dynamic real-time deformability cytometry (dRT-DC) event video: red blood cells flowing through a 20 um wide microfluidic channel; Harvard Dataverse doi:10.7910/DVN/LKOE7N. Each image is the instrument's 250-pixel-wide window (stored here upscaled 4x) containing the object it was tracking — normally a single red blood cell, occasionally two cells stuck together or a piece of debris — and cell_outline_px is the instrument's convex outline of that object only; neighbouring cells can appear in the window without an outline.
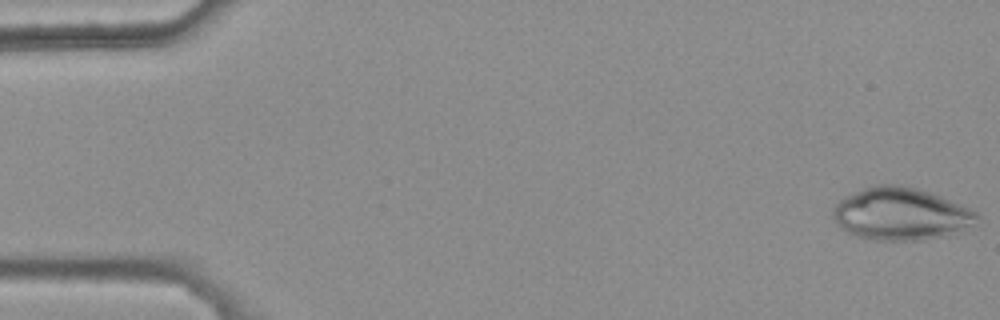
{"species": "common noctule bat (a hibernating species)", "species_latin": "Nyctalus noctula", "temperature_condition": "warm", "stored_images_in_passage": 46, "camera_frame_rate_fps": 3000, "um_per_image_px": 0.085, "animal": {"sex": "female", "body_mass_g": 25.1}, "frame": {"image": 1, "passage_image": 1, "time_ms": 0.0, "image_size_px": [1000, 320], "cell_outline_px": [[980, 216], [960, 232], [948, 236], [920, 240], [872, 240], [856, 236], [848, 232], [832, 216], [832, 208], [844, 196], [852, 192], [876, 184], [900, 184], [916, 188], [940, 196], [968, 208], [976, 212]], "centroid_in_image_um": [76.54, 18.18], "position_along_channel_um": 8.5, "area_um2": 43.75}}
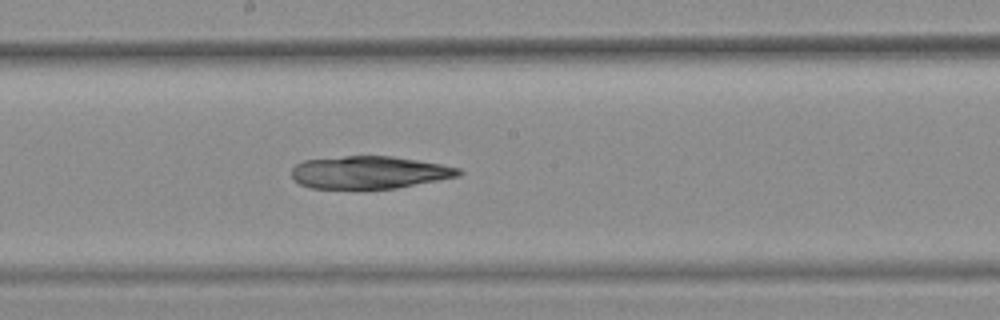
{"frame": {"image": 2, "passage_image": 29, "time_ms": 9.333, "image_size_px": [1000, 320], "cell_outline_px": [[464, 172], [460, 176], [396, 188], [312, 188], [300, 184], [292, 176], [292, 168], [296, 164], [304, 160], [344, 156], [392, 156], [440, 164], [460, 168]], "centroid_in_image_um": [31.41, 14.64], "position_along_channel_um": 216.8, "area_um2": 31.5}}
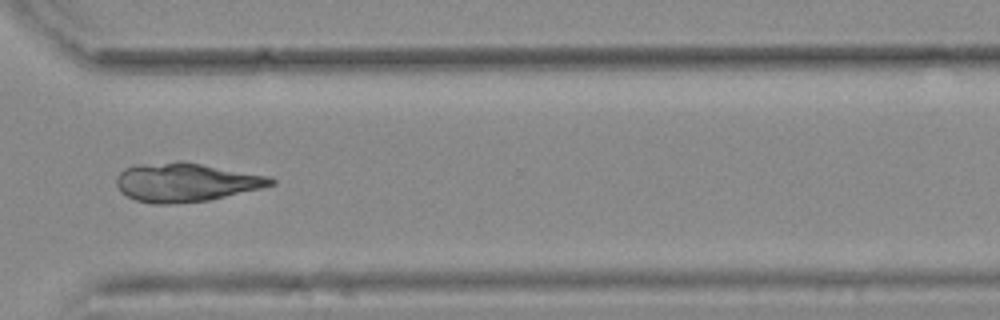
{"frame": {"image": 3, "passage_image": 40, "time_ms": 13.0, "image_size_px": [1000, 320], "cell_outline_px": [[276, 184], [260, 188], [208, 200], [172, 204], [152, 204], [136, 200], [120, 192], [116, 184], [116, 176], [124, 168], [136, 164], [176, 160], [180, 160], [272, 176], [276, 180]], "centroid_in_image_um": [15.78, 15.47], "position_along_channel_um": 354.8, "area_um2": 35.26}}